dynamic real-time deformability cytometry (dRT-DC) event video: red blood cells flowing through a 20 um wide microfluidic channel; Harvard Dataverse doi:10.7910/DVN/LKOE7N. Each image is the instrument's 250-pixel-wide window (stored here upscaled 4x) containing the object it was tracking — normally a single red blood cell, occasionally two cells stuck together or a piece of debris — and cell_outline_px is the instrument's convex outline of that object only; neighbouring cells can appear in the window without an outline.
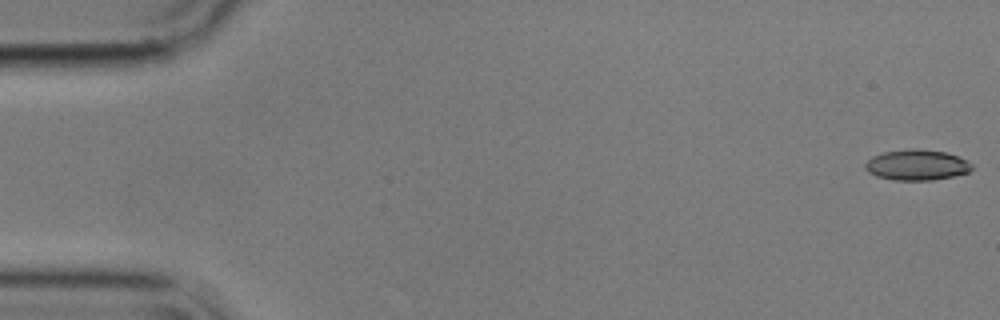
{"species": "common noctule bat (a hibernating species)", "species_latin": "Nyctalus noctula", "temperature_condition": "cold", "stored_images_in_passage": 56, "camera_frame_rate_fps": 3000, "um_per_image_px": 0.085, "animal": {"sex": "male", "body_mass_g": 17.9}, "frame": {"image": 1, "passage_image": 1, "time_ms": 0.0, "image_size_px": [1000, 320], "cell_outline_px": [[972, 168], [968, 172], [956, 176], [932, 180], [892, 180], [876, 176], [868, 172], [864, 168], [864, 164], [872, 156], [884, 152], [908, 148], [912, 148], [944, 152], [968, 160], [972, 164]], "centroid_in_image_um": [77.91, 14.03], "position_along_channel_um": 7.1, "area_um2": 19.13}}
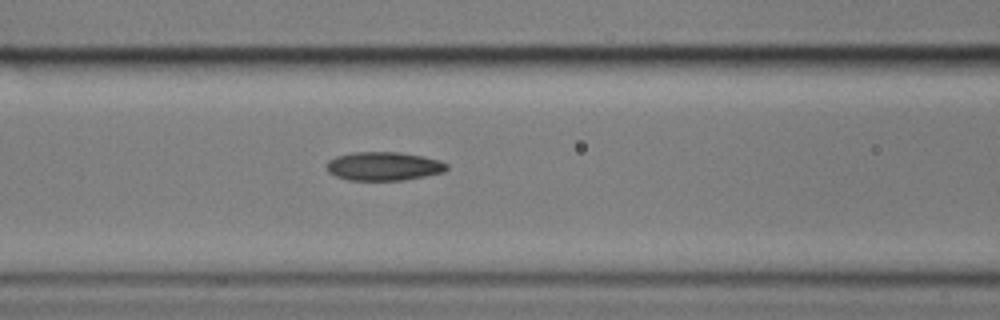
{"frame": {"image": 2, "passage_image": 23, "time_ms": 7.333, "image_size_px": [1000, 320], "cell_outline_px": [[448, 168], [444, 172], [404, 180], [348, 180], [336, 176], [328, 172], [328, 160], [336, 156], [352, 152], [400, 152], [424, 156], [440, 160], [448, 164]], "centroid_in_image_um": [32.64, 14.12], "position_along_channel_um": 134.0, "area_um2": 20.11}}
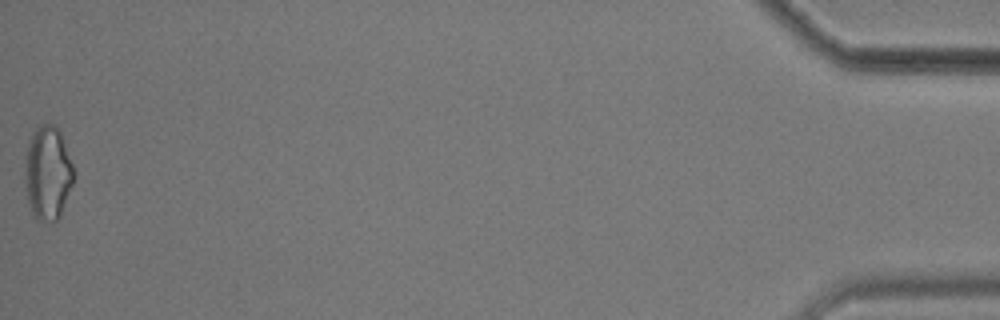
{"frame": {"image": 3, "passage_image": 56, "time_ms": 18.333, "image_size_px": [1000, 320], "cell_outline_px": [[76, 176], [60, 216], [56, 220], [40, 224], [32, 216], [28, 204], [24, 184], [24, 176], [28, 144], [36, 128], [40, 124], [48, 120], [60, 132], [76, 172]], "centroid_in_image_um": [4.06, 14.76], "position_along_channel_um": 431.1, "area_um2": 27.34}, "authors_computed_cell_mechanics": {"area_um2": 20.0277, "velocity_mm_per_s": 3.5799, "shape_relaxation_time_tau1_ms": 6.64, "shape_relaxation_time_tau2_ms": 4.4173, "deformation_change_tau1": 0.1383, "deformation_change_tau2": 0.1222}}